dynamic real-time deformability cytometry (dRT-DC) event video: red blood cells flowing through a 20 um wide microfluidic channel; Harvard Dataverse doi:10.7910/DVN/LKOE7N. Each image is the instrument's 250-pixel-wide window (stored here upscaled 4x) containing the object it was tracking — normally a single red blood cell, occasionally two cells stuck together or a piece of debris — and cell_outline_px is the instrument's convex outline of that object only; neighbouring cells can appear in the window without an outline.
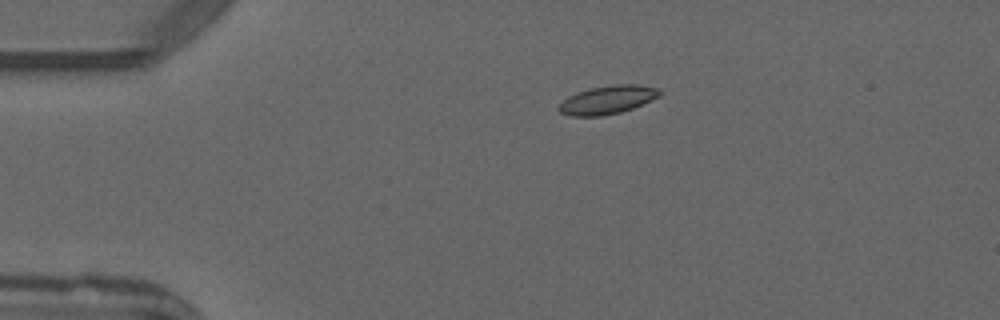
{"species": "common noctule bat (a hibernating species)", "species_latin": "Nyctalus noctula", "temperature_condition": "warm", "stored_images_in_passage": 3, "camera_frame_rate_fps": 3000, "um_per_image_px": 0.085, "animal": {"sex": "male", "forearm_length_mm": 52.5}, "frame": {"image": 1, "passage_image": 2, "time_ms": 2.0, "image_size_px": [1000, 320], "cell_outline_px": [[660, 96], [632, 108], [620, 112], [600, 116], [572, 116], [560, 112], [556, 108], [568, 96], [592, 88], [616, 84], [636, 84], [660, 88]], "centroid_in_image_um": [51.65, 8.48], "position_along_channel_um": 33.4, "area_um2": 16.42}}